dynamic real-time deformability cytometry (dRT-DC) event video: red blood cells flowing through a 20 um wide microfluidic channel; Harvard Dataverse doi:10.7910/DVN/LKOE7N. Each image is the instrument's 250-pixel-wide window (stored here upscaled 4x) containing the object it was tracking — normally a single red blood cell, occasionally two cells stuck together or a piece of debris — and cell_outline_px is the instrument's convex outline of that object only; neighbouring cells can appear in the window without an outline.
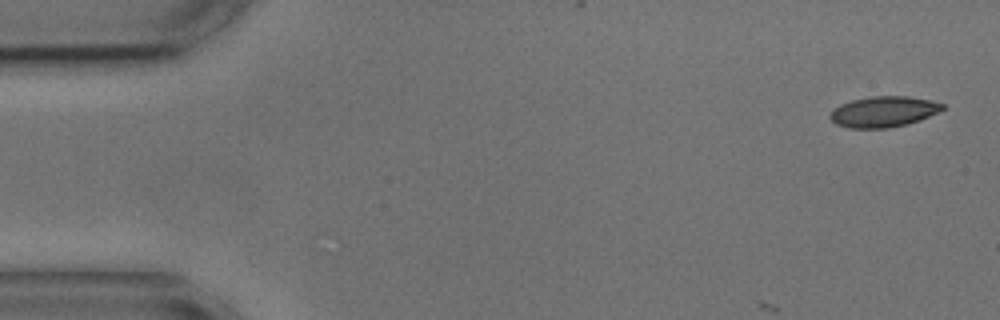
{"species": "common noctule bat (a hibernating species)", "species_latin": "Nyctalus noctula", "temperature_condition": "cold", "stored_images_in_passage": 6, "camera_frame_rate_fps": 3000, "um_per_image_px": 0.085, "animal": {"sex": "male", "body_mass_g": 17.9, "forearm_length_mm": 54.2}, "frame": {"image": 1, "passage_image": 1, "time_ms": 0.0, "image_size_px": [1000, 320], "cell_outline_px": [[944, 108], [920, 120], [908, 124], [888, 128], [848, 128], [836, 124], [828, 116], [840, 104], [852, 100], [872, 96], [908, 96], [932, 100], [944, 104]], "centroid_in_image_um": [75.1, 9.49], "position_along_channel_um": 9.9, "area_um2": 20.06}}